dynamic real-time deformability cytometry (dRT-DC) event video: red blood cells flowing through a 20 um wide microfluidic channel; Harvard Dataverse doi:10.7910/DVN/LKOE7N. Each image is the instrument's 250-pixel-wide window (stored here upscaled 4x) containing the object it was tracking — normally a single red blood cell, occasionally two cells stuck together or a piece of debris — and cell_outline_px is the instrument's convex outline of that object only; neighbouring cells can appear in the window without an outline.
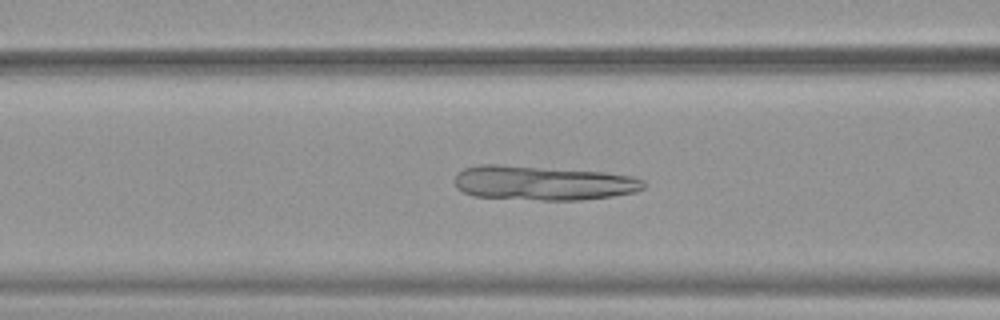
{"species": "common noctule bat (a hibernating species)", "species_latin": "Nyctalus noctula", "temperature_condition": "warm", "stored_images_in_passage": 47, "camera_frame_rate_fps": 3000, "um_per_image_px": 0.085, "animal": {"sex": "female", "body_mass_g": 19.9}, "frame": {"image": 1, "passage_image": 16, "time_ms": 5.0, "image_size_px": [1000, 320], "cell_outline_px": [[644, 188], [636, 192], [612, 196], [580, 200], [544, 200], [472, 196], [456, 188], [456, 176], [464, 168], [480, 164], [500, 164], [604, 172], [632, 176], [644, 180]], "centroid_in_image_um": [46.16, 15.55], "position_along_channel_um": 120.4, "area_um2": 37.92}}
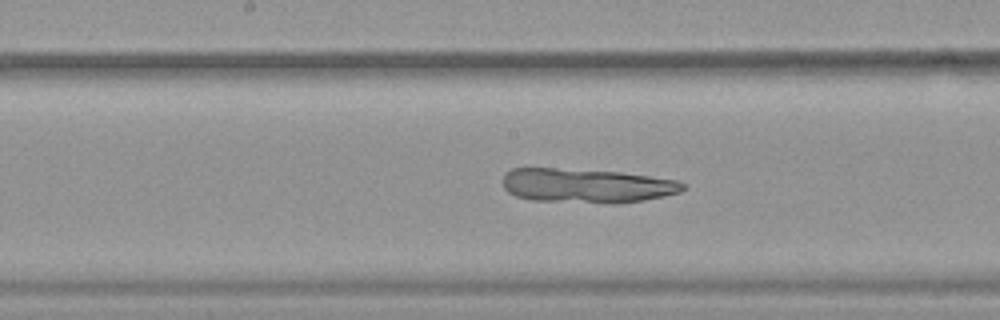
{"frame": {"image": 2, "passage_image": 22, "time_ms": 7.0, "image_size_px": [1000, 320], "cell_outline_px": [[684, 188], [680, 192], [664, 196], [644, 200], [616, 204], [612, 204], [532, 200], [516, 196], [508, 192], [504, 188], [500, 180], [504, 172], [512, 168], [556, 168], [620, 172], [680, 180], [684, 184]], "centroid_in_image_um": [49.83, 15.78], "position_along_channel_um": 198.4, "area_um2": 36.47}}
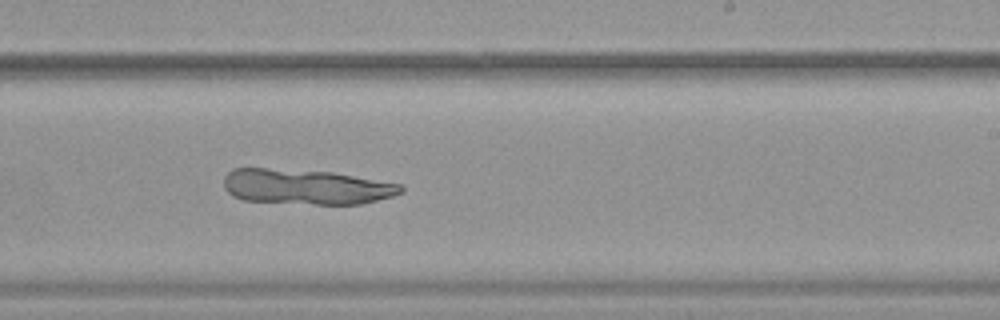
{"frame": {"image": 3, "passage_image": 27, "time_ms": 8.667, "image_size_px": [1000, 320], "cell_outline_px": [[404, 192], [392, 196], [364, 204], [316, 204], [244, 200], [232, 196], [224, 188], [224, 176], [232, 168], [268, 168], [332, 172], [400, 184], [404, 188]], "centroid_in_image_um": [26.01, 15.87], "position_along_channel_um": 263.0, "area_um2": 36.3}}